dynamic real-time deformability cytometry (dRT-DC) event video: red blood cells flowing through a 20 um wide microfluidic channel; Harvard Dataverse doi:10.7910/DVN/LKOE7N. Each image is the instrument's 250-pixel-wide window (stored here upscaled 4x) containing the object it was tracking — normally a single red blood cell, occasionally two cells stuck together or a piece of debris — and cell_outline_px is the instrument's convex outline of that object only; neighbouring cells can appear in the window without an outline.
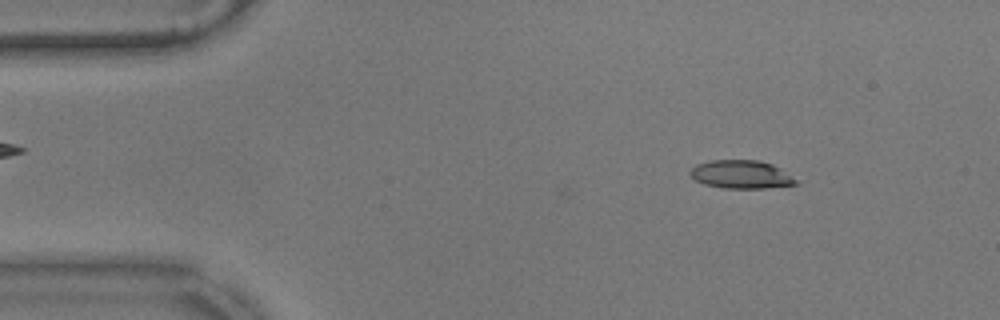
{"species": "common noctule bat (a hibernating species)", "species_latin": "Nyctalus noctula", "temperature_condition": "warm", "stored_images_in_passage": 56, "camera_frame_rate_fps": 3000, "um_per_image_px": 0.085, "animal": {"sex": "male", "body_mass_g": 17.9}, "frame": {"image": 1, "passage_image": 7, "time_ms": 2.0, "image_size_px": [1000, 320], "cell_outline_px": [[800, 184], [764, 188], [720, 188], [704, 184], [696, 180], [688, 172], [696, 164], [712, 160], [760, 160], [772, 164], [800, 180]], "centroid_in_image_um": [63.03, 14.83], "position_along_channel_um": 22.0, "area_um2": 17.57}}
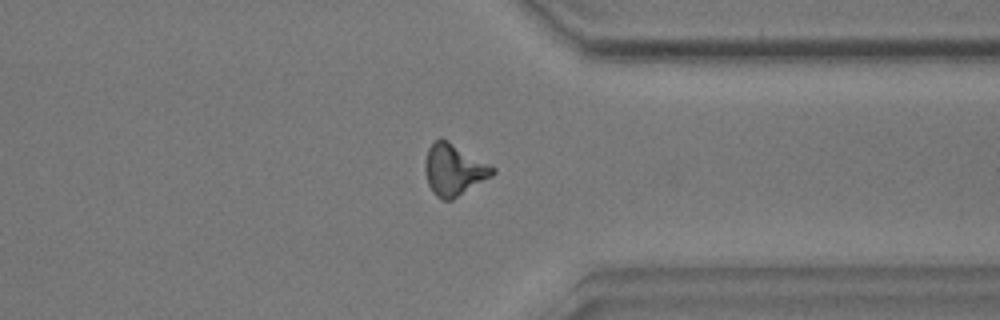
{"frame": {"image": 2, "passage_image": 43, "time_ms": 14.0, "image_size_px": [1000, 320], "cell_outline_px": [[496, 172], [492, 176], [452, 200], [440, 200], [432, 192], [428, 184], [424, 168], [424, 160], [428, 148], [440, 136], [448, 140], [496, 168]], "centroid_in_image_um": [38.56, 14.43], "position_along_channel_um": 372.8, "area_um2": 20.4}}
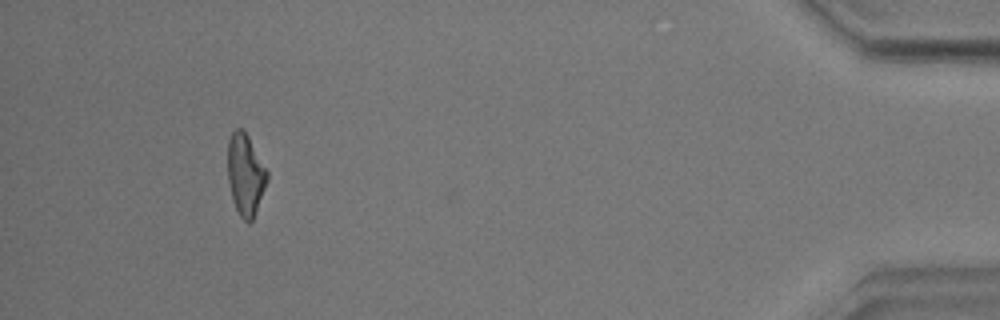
{"frame": {"image": 3, "passage_image": 52, "time_ms": 17.0, "image_size_px": [1000, 320], "cell_outline_px": [[268, 180], [252, 220], [248, 224], [240, 216], [232, 200], [228, 180], [228, 140], [232, 132], [236, 128], [240, 128], [248, 136], [268, 172]], "centroid_in_image_um": [20.85, 14.85], "position_along_channel_um": 414.3, "area_um2": 18.5}, "authors_computed_cell_mechanics": {"area_um2": 18.6983, "velocity_mm_per_s": 3.5518, "shape_relaxation_time_tau1_ms": 8.7129, "shape_relaxation_time_tau2_ms": 3.5867, "deformation_change_tau1": 0.2412, "deformation_change_tau2": 0.1473}}